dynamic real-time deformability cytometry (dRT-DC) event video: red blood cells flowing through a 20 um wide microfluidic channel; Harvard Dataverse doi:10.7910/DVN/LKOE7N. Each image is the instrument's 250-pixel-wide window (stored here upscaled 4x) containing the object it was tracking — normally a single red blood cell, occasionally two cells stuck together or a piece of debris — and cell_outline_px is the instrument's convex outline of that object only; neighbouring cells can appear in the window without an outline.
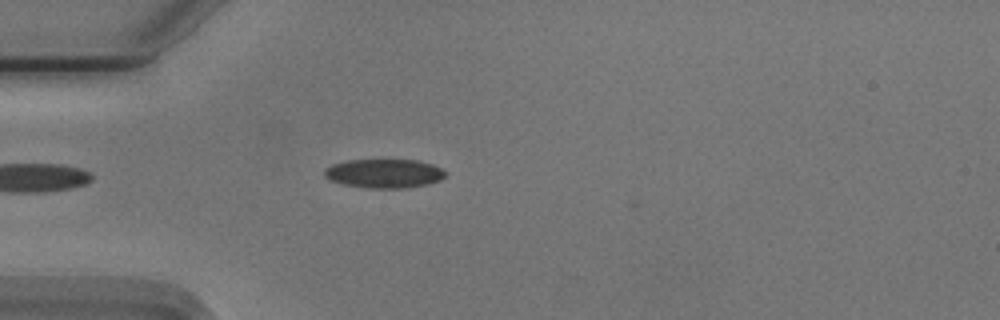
{"species": "Egyptian fruit bat (a non-hibernating species)", "species_latin": "Rousettus aegyptiacus", "temperature_condition": "cold", "stored_images_in_passage": 29, "camera_frame_rate_fps": 3000, "um_per_image_px": 0.085, "animal": {"sex": "male"}, "frame": {"image": 1, "passage_image": 5, "time_ms": 1.333, "image_size_px": [1000, 320], "cell_outline_px": [[448, 176], [440, 180], [428, 184], [408, 188], [368, 188], [344, 184], [332, 180], [324, 176], [324, 168], [332, 164], [348, 160], [420, 160], [432, 164], [448, 172]], "centroid_in_image_um": [32.71, 14.74], "position_along_channel_um": 52.3, "area_um2": 20.58}}
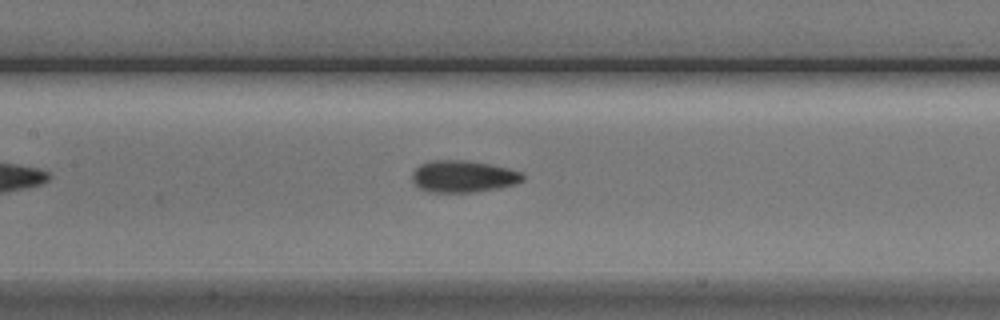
{"frame": {"image": 2, "passage_image": 15, "time_ms": 4.667, "image_size_px": [1000, 320], "cell_outline_px": [[524, 180], [516, 184], [500, 188], [476, 192], [428, 192], [420, 188], [412, 180], [412, 172], [420, 164], [428, 160], [464, 160], [492, 164], [524, 172]], "centroid_in_image_um": [39.4, 14.99], "position_along_channel_um": 168.0, "area_um2": 20.87}}
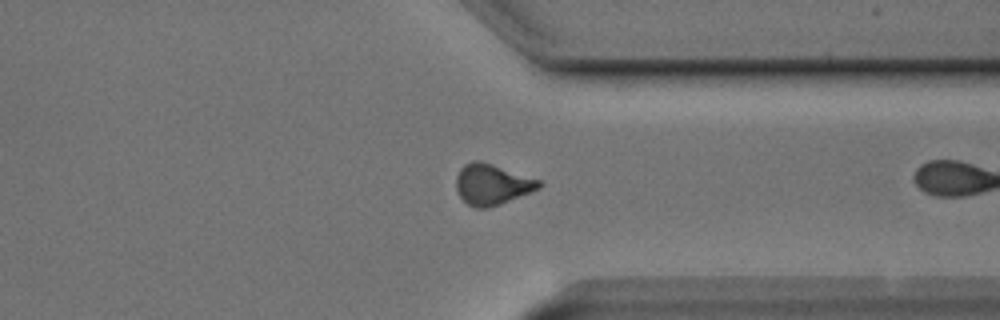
{"frame": {"image": 3, "passage_image": 28, "time_ms": 9.0, "image_size_px": [1000, 320], "cell_outline_px": [[544, 184], [540, 188], [500, 204], [488, 208], [476, 208], [468, 204], [460, 196], [456, 188], [456, 176], [460, 168], [464, 164], [472, 160], [480, 160], [540, 180]], "centroid_in_image_um": [41.81, 15.66], "position_along_channel_um": 369.6, "area_um2": 19.59}}